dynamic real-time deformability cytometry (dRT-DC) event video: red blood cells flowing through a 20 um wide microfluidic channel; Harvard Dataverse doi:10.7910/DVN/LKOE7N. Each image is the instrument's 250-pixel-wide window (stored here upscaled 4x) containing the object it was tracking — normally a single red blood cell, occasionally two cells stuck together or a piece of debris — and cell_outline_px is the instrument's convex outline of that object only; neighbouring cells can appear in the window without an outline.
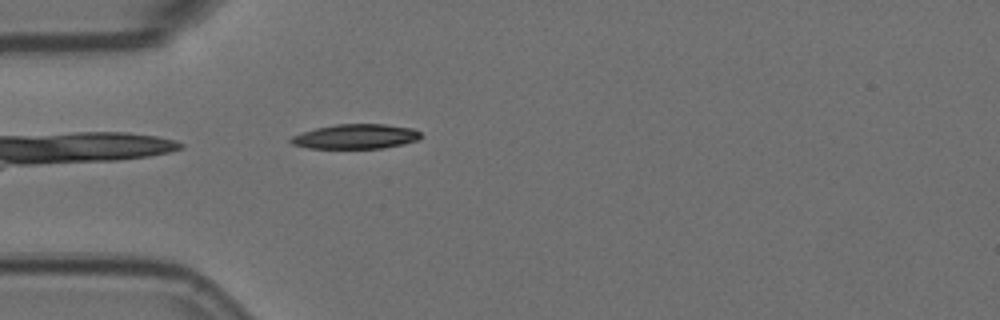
{"species": "Egyptian fruit bat (a non-hibernating species)", "species_latin": "Rousettus aegyptiacus", "temperature_condition": "room temperature", "stored_images_in_passage": 5, "camera_frame_rate_fps": 3000, "um_per_image_px": 0.085, "animal": {"sex": "female"}, "frame": {"image": 1, "passage_image": 1, "time_ms": 0.0, "image_size_px": [1000, 320], "cell_outline_px": [[420, 140], [384, 148], [308, 148], [292, 144], [288, 140], [292, 136], [300, 132], [316, 128], [336, 124], [384, 124], [412, 128], [420, 132]], "centroid_in_image_um": [30.22, 11.6], "position_along_channel_um": 54.8, "area_um2": 18.73}}